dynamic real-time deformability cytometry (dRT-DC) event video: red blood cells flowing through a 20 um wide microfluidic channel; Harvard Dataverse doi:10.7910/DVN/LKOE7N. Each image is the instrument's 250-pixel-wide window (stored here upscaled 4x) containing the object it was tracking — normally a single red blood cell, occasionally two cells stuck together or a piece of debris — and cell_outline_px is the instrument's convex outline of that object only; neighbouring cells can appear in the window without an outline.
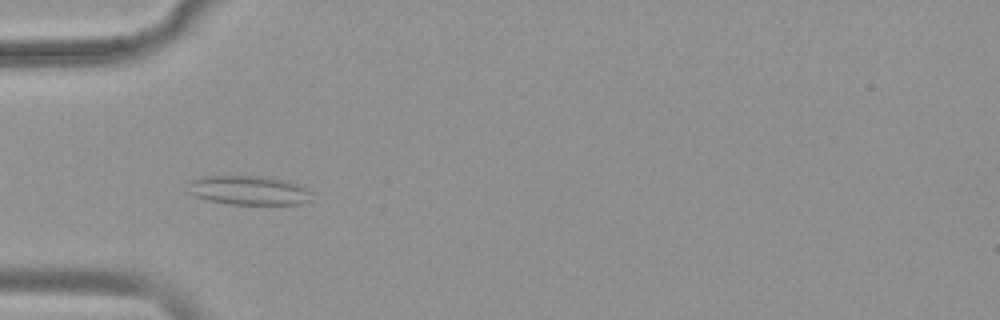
{"species": "common noctule bat (a hibernating species)", "species_latin": "Nyctalus noctula", "temperature_condition": "warm", "stored_images_in_passage": 53, "camera_frame_rate_fps": 3000, "um_per_image_px": 0.085, "animal": {"sex": "female", "body_mass_g": 19.9}, "frame": {"image": 1, "passage_image": 17, "time_ms": 5.333, "image_size_px": [1000, 320], "cell_outline_px": [[312, 192], [308, 204], [228, 204], [208, 200], [196, 196], [188, 192], [188, 180], [200, 176], [268, 176], [288, 180]], "centroid_in_image_um": [21.13, 16.17], "position_along_channel_um": 63.9, "area_um2": 21.33}}
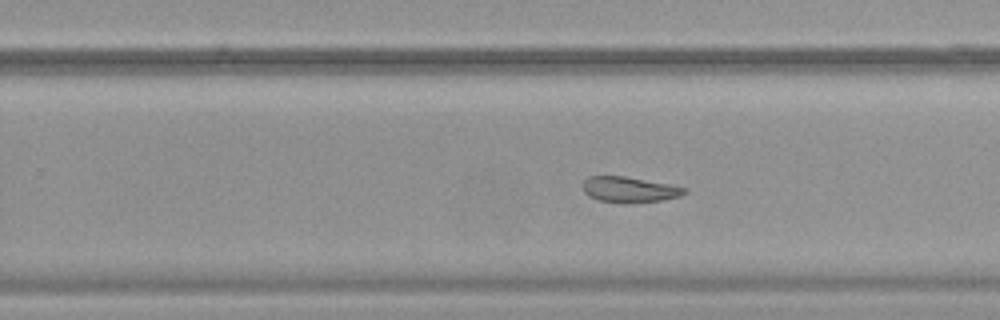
{"frame": {"image": 2, "passage_image": 34, "time_ms": 11.0, "image_size_px": [1000, 320], "cell_outline_px": [[688, 192], [680, 196], [660, 200], [628, 204], [624, 204], [596, 200], [588, 196], [584, 192], [584, 180], [588, 176], [624, 176], [668, 184], [688, 188]], "centroid_in_image_um": [53.49, 16.13], "position_along_channel_um": 276.3, "area_um2": 15.32}}
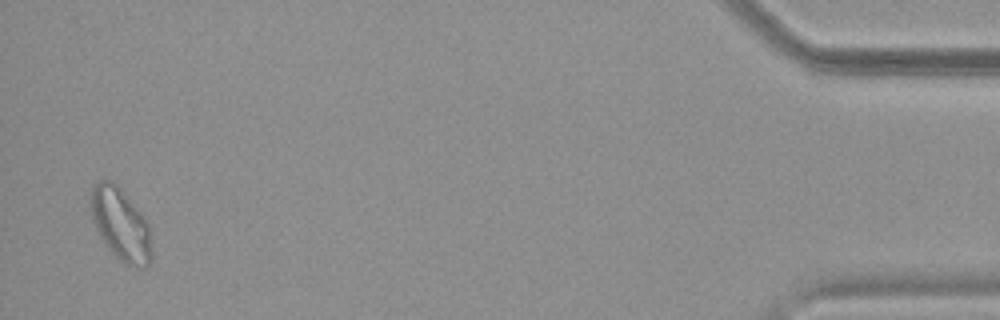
{"frame": {"image": 3, "passage_image": 52, "time_ms": 17.0, "image_size_px": [1000, 320], "cell_outline_px": [[152, 260], [144, 268], [132, 268], [120, 260], [104, 244], [92, 220], [92, 188], [100, 180], [112, 180], [124, 192], [144, 216], [148, 224], [152, 236]], "centroid_in_image_um": [10.31, 19.12], "position_along_channel_um": 424.9, "area_um2": 25.78}, "authors_computed_cell_mechanics": {"area_um2": 20.1144, "velocity_mm_per_s": 3.7999, "shape_relaxation_time_tau1_ms": null, "shape_relaxation_time_tau2_ms": 1.862, "deformation_change_tau1": null, "deformation_change_tau2": 0.0793}}